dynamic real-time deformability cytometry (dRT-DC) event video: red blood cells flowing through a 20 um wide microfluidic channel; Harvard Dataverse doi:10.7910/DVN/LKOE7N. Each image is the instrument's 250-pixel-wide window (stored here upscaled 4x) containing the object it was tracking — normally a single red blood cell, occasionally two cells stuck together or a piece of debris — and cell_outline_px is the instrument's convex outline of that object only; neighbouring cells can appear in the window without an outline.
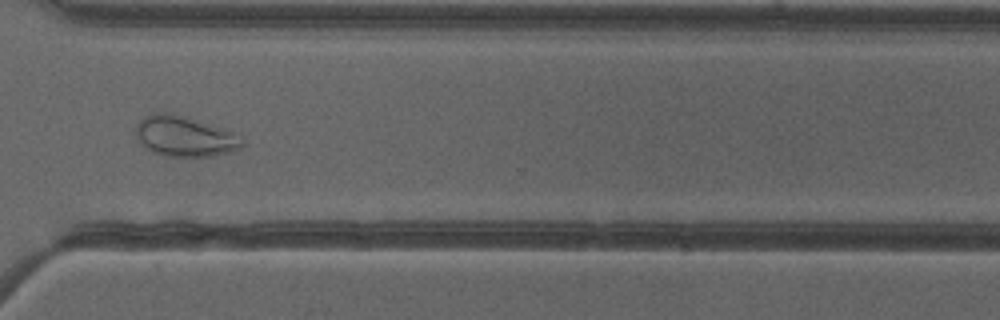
{"species": "common noctule bat (a hibernating species)", "species_latin": "Nyctalus noctula", "temperature_condition": "cold", "stored_images_in_passage": 37, "camera_frame_rate_fps": 3000, "um_per_image_px": 0.085, "animal": {"sex": "female"}, "frame": {"image": 1, "passage_image": 27, "time_ms": 8.667, "image_size_px": [1000, 320], "cell_outline_px": [[244, 144], [240, 148], [228, 152], [212, 156], [164, 156], [152, 152], [140, 144], [136, 136], [136, 124], [144, 116], [152, 112], [168, 112], [184, 116], [220, 128], [244, 140]], "centroid_in_image_um": [15.61, 11.59], "position_along_channel_um": 355.0, "area_um2": 24.74}, "authors_computed_cell_mechanics": {"area_um2": 25.6054, "velocity_mm_per_s": 4.0104, "shape_relaxation_time_tau1_ms": null, "shape_relaxation_time_tau2_ms": 1.8772, "deformation_change_tau1": null, "deformation_change_tau2": 0.0816}}